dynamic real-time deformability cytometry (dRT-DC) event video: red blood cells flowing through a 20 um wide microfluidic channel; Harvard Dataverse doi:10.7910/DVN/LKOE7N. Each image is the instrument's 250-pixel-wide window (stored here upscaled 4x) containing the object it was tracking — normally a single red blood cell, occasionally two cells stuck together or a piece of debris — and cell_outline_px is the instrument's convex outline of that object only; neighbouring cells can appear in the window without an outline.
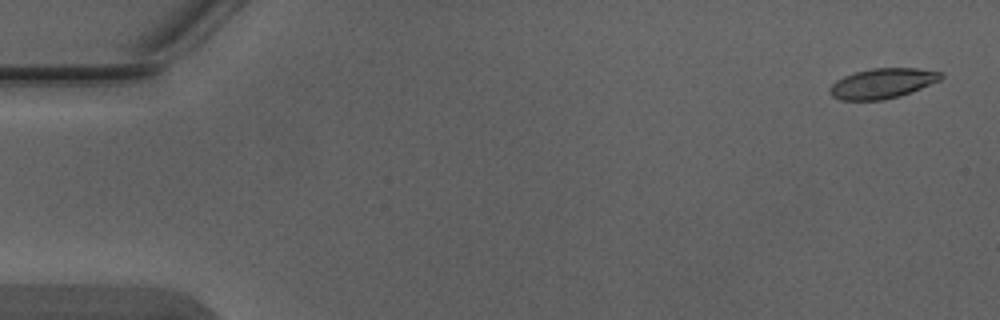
{"species": "Egyptian fruit bat (a non-hibernating species)", "species_latin": "Rousettus aegyptiacus", "temperature_condition": "warm", "stored_images_in_passage": 5, "camera_frame_rate_fps": 3000, "um_per_image_px": 0.085, "animal": {"sex": "male"}, "frame": {"image": 1, "passage_image": 1, "time_ms": 0.0, "image_size_px": [1000, 320], "cell_outline_px": [[944, 76], [940, 80], [912, 92], [900, 96], [884, 100], [840, 100], [832, 96], [828, 92], [828, 88], [836, 80], [844, 76], [856, 72], [872, 68], [916, 68], [944, 72]], "centroid_in_image_um": [75.01, 7.09], "position_along_channel_um": 10.0, "area_um2": 19.65}}
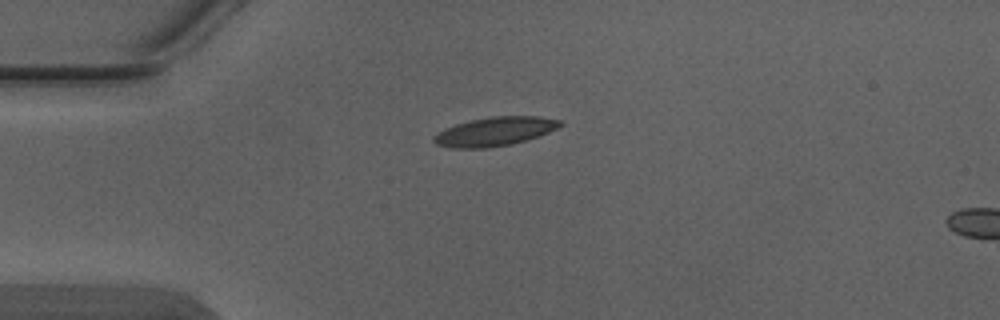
{"frame": {"image": 2, "passage_image": 4, "time_ms": 1.0, "image_size_px": [1000, 320], "cell_outline_px": [[564, 124], [548, 132], [512, 144], [488, 148], [452, 148], [436, 144], [432, 140], [432, 136], [444, 128], [456, 124], [472, 120], [492, 116], [540, 116], [560, 120]], "centroid_in_image_um": [42.02, 11.17], "position_along_channel_um": 43.0, "area_um2": 21.15}}